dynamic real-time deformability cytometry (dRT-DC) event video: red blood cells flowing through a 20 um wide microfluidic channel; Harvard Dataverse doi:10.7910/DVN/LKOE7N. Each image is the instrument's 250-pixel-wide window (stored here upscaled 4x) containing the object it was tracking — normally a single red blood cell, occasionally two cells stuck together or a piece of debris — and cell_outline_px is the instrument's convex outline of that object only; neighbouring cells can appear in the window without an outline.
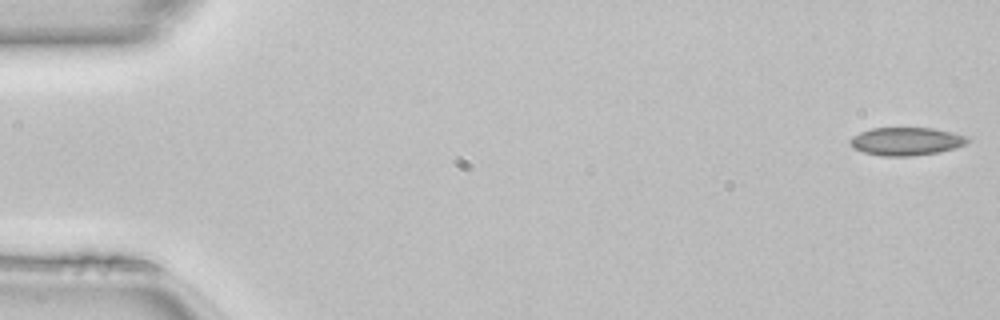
{"species": "common noctule bat (a hibernating species)", "species_latin": "Nyctalus noctula", "temperature_condition": "room temperature", "stored_images_in_passage": 10, "camera_frame_rate_fps": 3000, "um_per_image_px": 0.085, "animal": {"sex": "female", "body_mass_g": 22.7, "forearm_length_mm": 54.2}, "frame": {"image": 1, "passage_image": 1, "time_ms": 0.0, "image_size_px": [1000, 320], "cell_outline_px": [[968, 144], [956, 148], [940, 152], [912, 156], [880, 156], [864, 152], [852, 148], [848, 144], [848, 140], [852, 136], [860, 132], [872, 128], [932, 128], [952, 132], [968, 136]], "centroid_in_image_um": [77.02, 12.02], "position_along_channel_um": 8.0, "area_um2": 19.48}}